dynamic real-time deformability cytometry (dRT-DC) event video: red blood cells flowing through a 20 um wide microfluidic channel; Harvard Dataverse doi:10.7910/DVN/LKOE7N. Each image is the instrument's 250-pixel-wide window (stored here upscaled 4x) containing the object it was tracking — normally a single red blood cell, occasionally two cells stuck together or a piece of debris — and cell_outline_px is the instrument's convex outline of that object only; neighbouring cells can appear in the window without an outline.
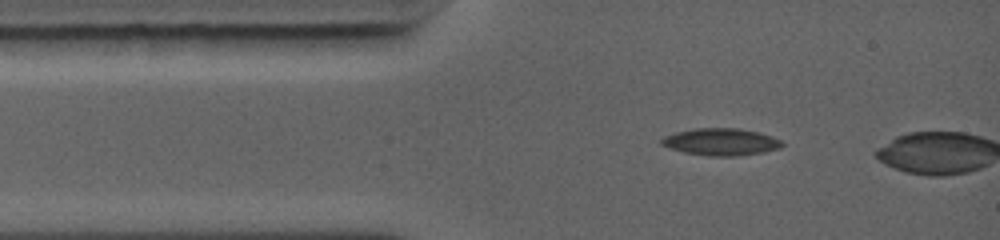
{"species": "common noctule bat (a hibernating species)", "species_latin": "Nyctalus noctula", "temperature_condition": "warm", "stored_images_in_passage": 7, "camera_frame_rate_fps": 5000, "um_per_image_px": 0.085, "animal": {"sex": "female", "body_mass_g": 19.0, "forearm_length_mm": 56.7}, "frame": {"image": 1, "passage_image": 1, "time_ms": 0.0, "image_size_px": [1000, 240], "cell_outline_px": [[784, 144], [780, 148], [764, 152], [736, 156], [708, 156], [684, 152], [660, 144], [660, 140], [664, 136], [676, 132], [692, 128], [740, 128], [760, 132], [772, 136], [780, 140]], "centroid_in_image_um": [61.29, 12.05], "position_along_channel_um": 23.7, "area_um2": 19.13}}